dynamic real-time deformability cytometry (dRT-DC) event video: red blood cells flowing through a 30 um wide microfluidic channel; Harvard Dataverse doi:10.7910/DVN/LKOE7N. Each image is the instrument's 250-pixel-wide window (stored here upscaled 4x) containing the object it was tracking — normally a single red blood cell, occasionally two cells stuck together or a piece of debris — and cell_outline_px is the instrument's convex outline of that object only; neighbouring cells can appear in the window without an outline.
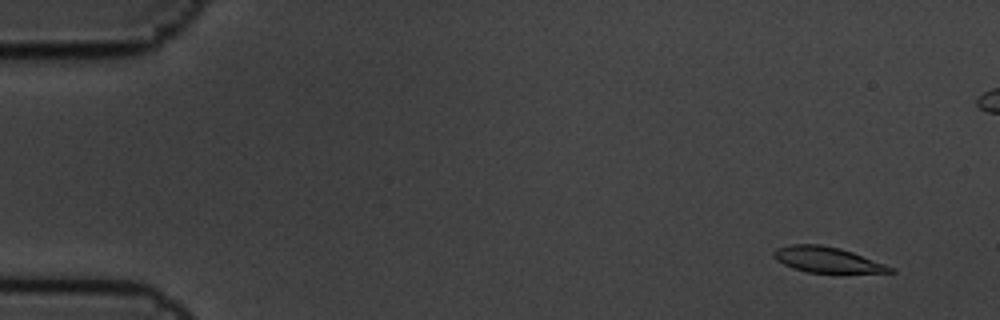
{"species": "common noctule bat (a hibernating species)", "species_latin": "Nyctalus noctula", "temperature_condition": "cold", "stored_images_in_passage": 6, "camera_frame_rate_fps": 3000, "um_per_image_px": 0.085, "animal": {"sex": "male", "body_mass_g": 19.5, "forearm_length_mm": 54.6}, "frame": {"image": 1, "passage_image": 2, "time_ms": 0.333, "image_size_px": [1000, 320], "cell_outline_px": [[896, 272], [808, 272], [792, 268], [776, 260], [772, 256], [772, 252], [776, 248], [792, 244], [820, 244], [840, 248], [852, 252], [896, 268]], "centroid_in_image_um": [70.27, 22.06], "position_along_channel_um": 14.7, "area_um2": 17.22}}